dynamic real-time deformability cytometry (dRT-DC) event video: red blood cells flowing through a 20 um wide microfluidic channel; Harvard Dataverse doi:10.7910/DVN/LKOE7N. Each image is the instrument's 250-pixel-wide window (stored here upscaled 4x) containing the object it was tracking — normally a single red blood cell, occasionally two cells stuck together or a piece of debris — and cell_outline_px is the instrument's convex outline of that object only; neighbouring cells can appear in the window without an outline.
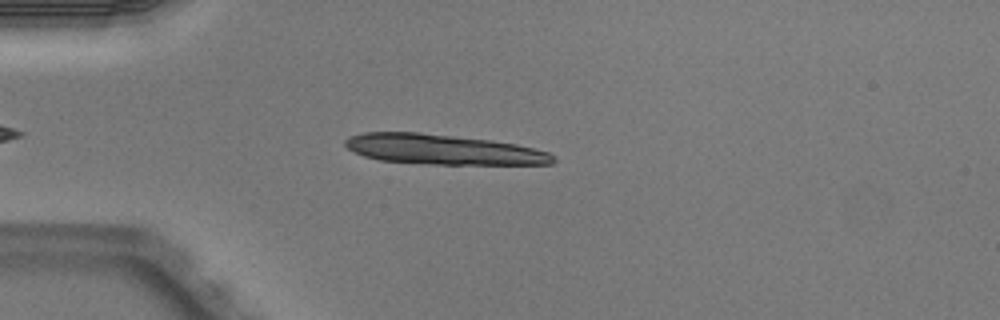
{"species": "Egyptian fruit bat (a non-hibernating species)", "species_latin": "Rousettus aegyptiacus", "temperature_condition": "warm", "stored_images_in_passage": 4, "camera_frame_rate_fps": 3000, "um_per_image_px": 0.085, "animal": {"sex": "male"}, "frame": {"image": 1, "passage_image": 4, "time_ms": 1.0, "image_size_px": [1000, 320], "cell_outline_px": [[556, 160], [552, 164], [432, 164], [380, 160], [364, 156], [348, 148], [344, 144], [344, 140], [348, 136], [364, 132], [416, 132], [492, 140], [516, 144], [548, 152], [556, 156]], "centroid_in_image_um": [37.65, 12.7], "position_along_channel_um": 47.3, "area_um2": 36.3}}